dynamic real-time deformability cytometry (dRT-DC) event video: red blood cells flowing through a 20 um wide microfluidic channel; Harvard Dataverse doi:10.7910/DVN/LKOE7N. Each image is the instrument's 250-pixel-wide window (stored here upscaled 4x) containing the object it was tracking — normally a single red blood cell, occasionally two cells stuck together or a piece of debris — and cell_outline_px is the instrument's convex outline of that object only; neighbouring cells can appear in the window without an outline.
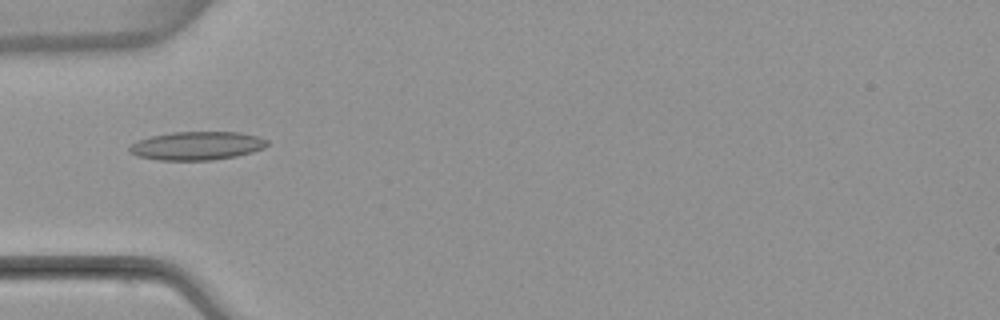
{"species": "common noctule bat (a hibernating species)", "species_latin": "Nyctalus noctula", "temperature_condition": "warm", "stored_images_in_passage": 5, "camera_frame_rate_fps": 3000, "um_per_image_px": 0.085, "animal": {"sex": "female", "body_mass_g": 22.7, "forearm_length_mm": 54.2}, "frame": {"image": 1, "passage_image": 4, "time_ms": 3.667, "image_size_px": [1000, 320], "cell_outline_px": [[268, 144], [264, 148], [252, 152], [236, 156], [212, 160], [160, 160], [136, 156], [128, 152], [128, 148], [136, 140], [152, 136], [172, 132], [240, 132], [256, 136], [268, 140]], "centroid_in_image_um": [16.71, 12.39], "position_along_channel_um": 68.3, "area_um2": 22.89}}
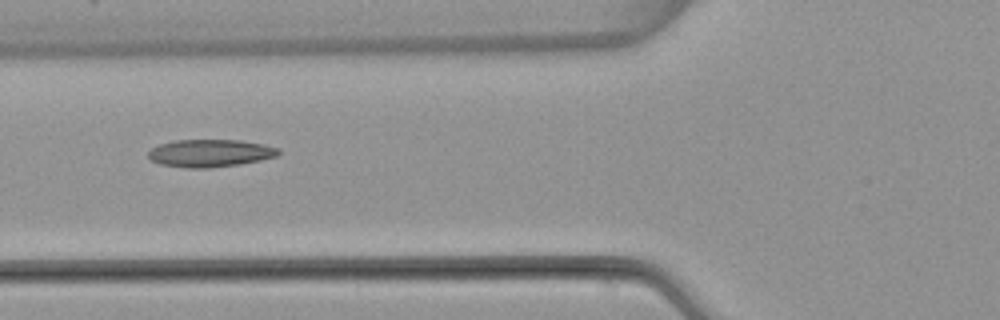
{"frame": {"image": 2, "passage_image": 5, "time_ms": 4.667, "image_size_px": [1000, 320], "cell_outline_px": [[280, 152], [276, 156], [260, 160], [240, 164], [208, 168], [184, 168], [160, 164], [152, 160], [148, 156], [148, 152], [152, 148], [160, 144], [176, 140], [240, 140], [264, 144], [280, 148]], "centroid_in_image_um": [17.87, 13.02], "position_along_channel_um": 107.9, "area_um2": 20.92}}